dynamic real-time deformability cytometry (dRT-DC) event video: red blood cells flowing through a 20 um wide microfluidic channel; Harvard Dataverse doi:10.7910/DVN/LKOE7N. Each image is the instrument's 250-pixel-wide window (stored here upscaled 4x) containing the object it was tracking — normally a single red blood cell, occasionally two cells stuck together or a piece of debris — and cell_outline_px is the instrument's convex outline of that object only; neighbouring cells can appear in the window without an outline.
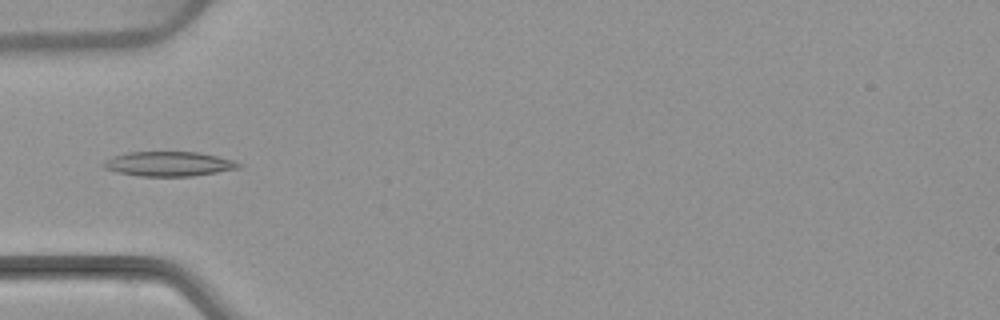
{"species": "common noctule bat (a hibernating species)", "species_latin": "Nyctalus noctula", "temperature_condition": "warm", "stored_images_in_passage": 5, "camera_frame_rate_fps": 3000, "um_per_image_px": 0.085, "animal": {"sex": "female", "body_mass_g": 22.7, "forearm_length_mm": 54.2}, "frame": {"image": 1, "passage_image": 5, "time_ms": 5.667, "image_size_px": [1000, 320], "cell_outline_px": [[244, 164], [240, 168], [192, 176], [140, 176], [116, 172], [104, 168], [100, 164], [104, 160], [112, 156], [128, 152], [196, 152], [216, 156], [232, 160]], "centroid_in_image_um": [14.3, 13.93], "position_along_channel_um": 70.7, "area_um2": 19.42}}